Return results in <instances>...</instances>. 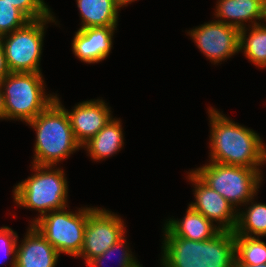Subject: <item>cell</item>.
Segmentation results:
<instances>
[{
	"mask_svg": "<svg viewBox=\"0 0 266 267\" xmlns=\"http://www.w3.org/2000/svg\"><path fill=\"white\" fill-rule=\"evenodd\" d=\"M82 19L80 29L90 27H117L118 10L114 0H77Z\"/></svg>",
	"mask_w": 266,
	"mask_h": 267,
	"instance_id": "ac0fdd59",
	"label": "cell"
},
{
	"mask_svg": "<svg viewBox=\"0 0 266 267\" xmlns=\"http://www.w3.org/2000/svg\"><path fill=\"white\" fill-rule=\"evenodd\" d=\"M266 24L252 25L249 35L247 28L240 29L239 50H244L250 62L266 68ZM248 36V37H247Z\"/></svg>",
	"mask_w": 266,
	"mask_h": 267,
	"instance_id": "d6986e66",
	"label": "cell"
},
{
	"mask_svg": "<svg viewBox=\"0 0 266 267\" xmlns=\"http://www.w3.org/2000/svg\"><path fill=\"white\" fill-rule=\"evenodd\" d=\"M260 169L211 162L193 172L211 189L234 207L248 202L257 194L262 180Z\"/></svg>",
	"mask_w": 266,
	"mask_h": 267,
	"instance_id": "8992f818",
	"label": "cell"
},
{
	"mask_svg": "<svg viewBox=\"0 0 266 267\" xmlns=\"http://www.w3.org/2000/svg\"><path fill=\"white\" fill-rule=\"evenodd\" d=\"M217 3L215 16L220 18L217 21L239 29L245 28L244 22L248 20L258 25L261 22L255 20L265 19L266 0H219Z\"/></svg>",
	"mask_w": 266,
	"mask_h": 267,
	"instance_id": "2e32d148",
	"label": "cell"
},
{
	"mask_svg": "<svg viewBox=\"0 0 266 267\" xmlns=\"http://www.w3.org/2000/svg\"><path fill=\"white\" fill-rule=\"evenodd\" d=\"M133 1H135V0H114L115 4H116L119 8H121L122 6L124 7V5L127 6L128 3H131V2H133Z\"/></svg>",
	"mask_w": 266,
	"mask_h": 267,
	"instance_id": "83f0119b",
	"label": "cell"
},
{
	"mask_svg": "<svg viewBox=\"0 0 266 267\" xmlns=\"http://www.w3.org/2000/svg\"><path fill=\"white\" fill-rule=\"evenodd\" d=\"M123 131L120 120L111 118L108 123L83 147L93 160L108 158L117 153L123 146Z\"/></svg>",
	"mask_w": 266,
	"mask_h": 267,
	"instance_id": "e0dca14e",
	"label": "cell"
},
{
	"mask_svg": "<svg viewBox=\"0 0 266 267\" xmlns=\"http://www.w3.org/2000/svg\"><path fill=\"white\" fill-rule=\"evenodd\" d=\"M0 119L1 120L5 119V102L1 84H0Z\"/></svg>",
	"mask_w": 266,
	"mask_h": 267,
	"instance_id": "4316f807",
	"label": "cell"
},
{
	"mask_svg": "<svg viewBox=\"0 0 266 267\" xmlns=\"http://www.w3.org/2000/svg\"><path fill=\"white\" fill-rule=\"evenodd\" d=\"M235 267H266V263L259 264V265L235 264Z\"/></svg>",
	"mask_w": 266,
	"mask_h": 267,
	"instance_id": "f1b7e54d",
	"label": "cell"
},
{
	"mask_svg": "<svg viewBox=\"0 0 266 267\" xmlns=\"http://www.w3.org/2000/svg\"><path fill=\"white\" fill-rule=\"evenodd\" d=\"M71 128L81 147L93 138L112 118L110 107L104 100H88L79 103L70 112L66 110Z\"/></svg>",
	"mask_w": 266,
	"mask_h": 267,
	"instance_id": "7c38bea8",
	"label": "cell"
},
{
	"mask_svg": "<svg viewBox=\"0 0 266 267\" xmlns=\"http://www.w3.org/2000/svg\"><path fill=\"white\" fill-rule=\"evenodd\" d=\"M30 19L18 8L0 0V37L23 27Z\"/></svg>",
	"mask_w": 266,
	"mask_h": 267,
	"instance_id": "7402d4cb",
	"label": "cell"
},
{
	"mask_svg": "<svg viewBox=\"0 0 266 267\" xmlns=\"http://www.w3.org/2000/svg\"><path fill=\"white\" fill-rule=\"evenodd\" d=\"M59 256L58 251L31 224L21 245L16 248L15 267H55Z\"/></svg>",
	"mask_w": 266,
	"mask_h": 267,
	"instance_id": "5bb4252c",
	"label": "cell"
},
{
	"mask_svg": "<svg viewBox=\"0 0 266 267\" xmlns=\"http://www.w3.org/2000/svg\"><path fill=\"white\" fill-rule=\"evenodd\" d=\"M18 235L10 227L3 226L0 228V251L4 252L7 258L11 254V267H15V254L17 248ZM1 263V261H0Z\"/></svg>",
	"mask_w": 266,
	"mask_h": 267,
	"instance_id": "d4e9b609",
	"label": "cell"
},
{
	"mask_svg": "<svg viewBox=\"0 0 266 267\" xmlns=\"http://www.w3.org/2000/svg\"><path fill=\"white\" fill-rule=\"evenodd\" d=\"M210 117V161L259 169L266 163V148L260 136L228 119L212 107Z\"/></svg>",
	"mask_w": 266,
	"mask_h": 267,
	"instance_id": "6da1fadb",
	"label": "cell"
},
{
	"mask_svg": "<svg viewBox=\"0 0 266 267\" xmlns=\"http://www.w3.org/2000/svg\"><path fill=\"white\" fill-rule=\"evenodd\" d=\"M10 73L8 70L7 64H6V59H5V54H4V48L3 44L0 40V81L7 76Z\"/></svg>",
	"mask_w": 266,
	"mask_h": 267,
	"instance_id": "484cf974",
	"label": "cell"
},
{
	"mask_svg": "<svg viewBox=\"0 0 266 267\" xmlns=\"http://www.w3.org/2000/svg\"><path fill=\"white\" fill-rule=\"evenodd\" d=\"M125 236L120 239L117 243L113 244L107 251H105L102 255L96 256L95 258L91 259L86 265L89 267H100L102 263L104 262L103 260L106 259V257L112 256V254L115 251H119L120 248L122 249L120 255V261H119V267H143L141 266L137 260H135L133 255L130 253ZM127 246V247H126Z\"/></svg>",
	"mask_w": 266,
	"mask_h": 267,
	"instance_id": "603a6c76",
	"label": "cell"
},
{
	"mask_svg": "<svg viewBox=\"0 0 266 267\" xmlns=\"http://www.w3.org/2000/svg\"><path fill=\"white\" fill-rule=\"evenodd\" d=\"M55 22L53 15L30 20L23 27L0 37L10 72L41 73L40 59L46 23Z\"/></svg>",
	"mask_w": 266,
	"mask_h": 267,
	"instance_id": "ba28073f",
	"label": "cell"
},
{
	"mask_svg": "<svg viewBox=\"0 0 266 267\" xmlns=\"http://www.w3.org/2000/svg\"><path fill=\"white\" fill-rule=\"evenodd\" d=\"M188 177L195 185L194 195L196 201L189 204V206L204 215L212 223H218V228L221 231L234 232L237 224L238 209L236 210V207L222 195L206 185L193 171H190Z\"/></svg>",
	"mask_w": 266,
	"mask_h": 267,
	"instance_id": "8fae6325",
	"label": "cell"
},
{
	"mask_svg": "<svg viewBox=\"0 0 266 267\" xmlns=\"http://www.w3.org/2000/svg\"><path fill=\"white\" fill-rule=\"evenodd\" d=\"M236 264L266 263V243L259 237L235 235Z\"/></svg>",
	"mask_w": 266,
	"mask_h": 267,
	"instance_id": "44dd1931",
	"label": "cell"
},
{
	"mask_svg": "<svg viewBox=\"0 0 266 267\" xmlns=\"http://www.w3.org/2000/svg\"><path fill=\"white\" fill-rule=\"evenodd\" d=\"M182 220L168 219L164 225V237H181L193 241L210 240L221 230L209 219L190 206Z\"/></svg>",
	"mask_w": 266,
	"mask_h": 267,
	"instance_id": "9a60e30c",
	"label": "cell"
},
{
	"mask_svg": "<svg viewBox=\"0 0 266 267\" xmlns=\"http://www.w3.org/2000/svg\"><path fill=\"white\" fill-rule=\"evenodd\" d=\"M116 27H90L76 32L72 50L85 63H98L108 57Z\"/></svg>",
	"mask_w": 266,
	"mask_h": 267,
	"instance_id": "4fadbf2b",
	"label": "cell"
},
{
	"mask_svg": "<svg viewBox=\"0 0 266 267\" xmlns=\"http://www.w3.org/2000/svg\"><path fill=\"white\" fill-rule=\"evenodd\" d=\"M188 33L199 50L214 64L240 51V29L223 22L211 21Z\"/></svg>",
	"mask_w": 266,
	"mask_h": 267,
	"instance_id": "30bf717a",
	"label": "cell"
},
{
	"mask_svg": "<svg viewBox=\"0 0 266 267\" xmlns=\"http://www.w3.org/2000/svg\"><path fill=\"white\" fill-rule=\"evenodd\" d=\"M36 172L14 187V200L20 207L35 209L43 216L67 206L68 184L63 169L33 164Z\"/></svg>",
	"mask_w": 266,
	"mask_h": 267,
	"instance_id": "277c9868",
	"label": "cell"
},
{
	"mask_svg": "<svg viewBox=\"0 0 266 267\" xmlns=\"http://www.w3.org/2000/svg\"><path fill=\"white\" fill-rule=\"evenodd\" d=\"M125 231L124 221L120 217L106 209L96 207L88 215L83 247L77 258H84L87 264L122 239L126 234Z\"/></svg>",
	"mask_w": 266,
	"mask_h": 267,
	"instance_id": "9c48e42d",
	"label": "cell"
},
{
	"mask_svg": "<svg viewBox=\"0 0 266 267\" xmlns=\"http://www.w3.org/2000/svg\"><path fill=\"white\" fill-rule=\"evenodd\" d=\"M54 210L31 221V224L58 251L70 256H78L84 243V233L88 215L95 208H82L73 213Z\"/></svg>",
	"mask_w": 266,
	"mask_h": 267,
	"instance_id": "52a82bcc",
	"label": "cell"
},
{
	"mask_svg": "<svg viewBox=\"0 0 266 267\" xmlns=\"http://www.w3.org/2000/svg\"><path fill=\"white\" fill-rule=\"evenodd\" d=\"M42 78V73L10 72L0 81L5 119H21L28 123L55 100L54 95L45 94Z\"/></svg>",
	"mask_w": 266,
	"mask_h": 267,
	"instance_id": "5b68a950",
	"label": "cell"
},
{
	"mask_svg": "<svg viewBox=\"0 0 266 267\" xmlns=\"http://www.w3.org/2000/svg\"><path fill=\"white\" fill-rule=\"evenodd\" d=\"M21 10L30 20L50 17L51 11L43 0H3Z\"/></svg>",
	"mask_w": 266,
	"mask_h": 267,
	"instance_id": "cb8c5ba5",
	"label": "cell"
},
{
	"mask_svg": "<svg viewBox=\"0 0 266 267\" xmlns=\"http://www.w3.org/2000/svg\"><path fill=\"white\" fill-rule=\"evenodd\" d=\"M36 131L33 164L55 166L73 154L81 145L77 142L71 123L57 95L55 100L28 122Z\"/></svg>",
	"mask_w": 266,
	"mask_h": 267,
	"instance_id": "3957f363",
	"label": "cell"
},
{
	"mask_svg": "<svg viewBox=\"0 0 266 267\" xmlns=\"http://www.w3.org/2000/svg\"><path fill=\"white\" fill-rule=\"evenodd\" d=\"M163 267H235V235L220 231L210 240L164 237Z\"/></svg>",
	"mask_w": 266,
	"mask_h": 267,
	"instance_id": "7a4b0ae2",
	"label": "cell"
},
{
	"mask_svg": "<svg viewBox=\"0 0 266 267\" xmlns=\"http://www.w3.org/2000/svg\"><path fill=\"white\" fill-rule=\"evenodd\" d=\"M252 198L248 203L251 206L246 211L237 213V224L234 235L252 237L266 236V204L254 203Z\"/></svg>",
	"mask_w": 266,
	"mask_h": 267,
	"instance_id": "ffe728a7",
	"label": "cell"
},
{
	"mask_svg": "<svg viewBox=\"0 0 266 267\" xmlns=\"http://www.w3.org/2000/svg\"><path fill=\"white\" fill-rule=\"evenodd\" d=\"M264 21H266V6H265V19H264Z\"/></svg>",
	"mask_w": 266,
	"mask_h": 267,
	"instance_id": "f546056e",
	"label": "cell"
}]
</instances>
